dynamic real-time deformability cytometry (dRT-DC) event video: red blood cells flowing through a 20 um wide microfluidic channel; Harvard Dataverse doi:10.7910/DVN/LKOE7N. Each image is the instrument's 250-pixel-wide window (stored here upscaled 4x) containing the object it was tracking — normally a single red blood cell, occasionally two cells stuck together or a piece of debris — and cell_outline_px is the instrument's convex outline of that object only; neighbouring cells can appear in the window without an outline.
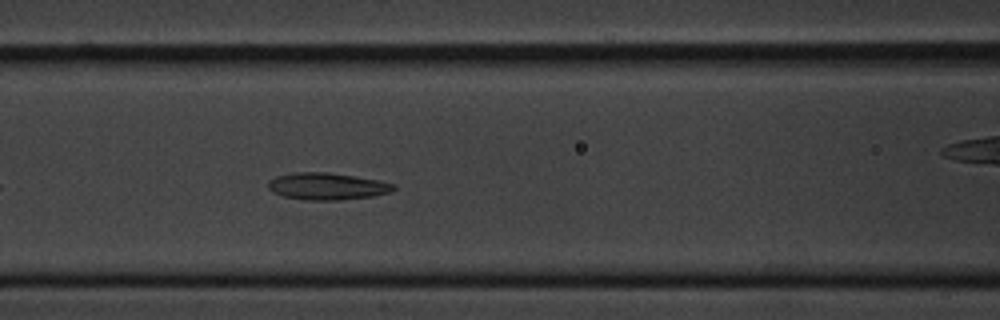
{"species": "common noctule bat (a hibernating species)", "species_latin": "Nyctalus noctula", "temperature_condition": "cold", "stored_images_in_passage": 7, "segment_of_instrument_passage": [1, 2], "camera_frame_rate_fps": 3000, "um_per_image_px": 0.085, "animal": {"sex": "male", "body_mass_g": 20.1, "forearm_length_mm": 53.5}, "frame": {"image": 1, "passage_image": 6, "time_ms": 6.667, "image_size_px": [1000, 320], "cell_outline_px": [[396, 188], [392, 192], [372, 196], [340, 200], [304, 200], [284, 196], [272, 192], [268, 188], [268, 180], [276, 176], [292, 172], [328, 172], [376, 180], [396, 184]], "centroid_in_image_um": [27.78, 15.83], "position_along_channel_um": 138.8, "area_um2": 19.77}}